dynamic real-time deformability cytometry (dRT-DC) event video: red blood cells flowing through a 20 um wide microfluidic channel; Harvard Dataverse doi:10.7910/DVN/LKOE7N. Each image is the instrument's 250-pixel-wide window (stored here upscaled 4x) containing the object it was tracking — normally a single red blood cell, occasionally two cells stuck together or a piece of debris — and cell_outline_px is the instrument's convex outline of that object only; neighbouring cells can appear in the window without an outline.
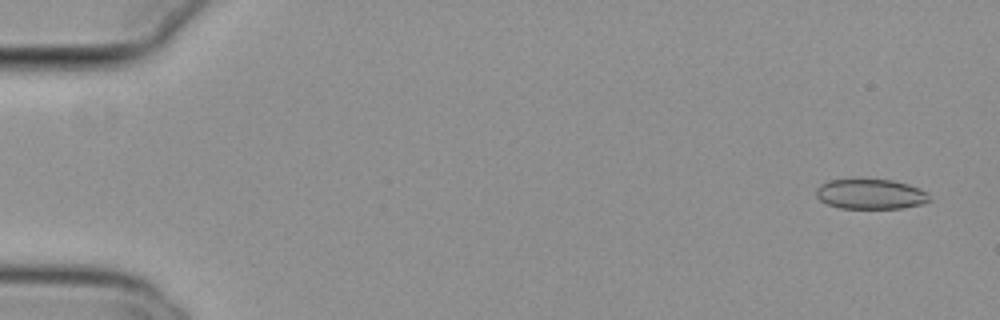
{"species": "common noctule bat (a hibernating species)", "species_latin": "Nyctalus noctula", "temperature_condition": "cold", "stored_images_in_passage": 55, "camera_frame_rate_fps": 3000, "um_per_image_px": 0.085, "animal": {"sex": "female", "body_mass_g": 29.2, "forearm_length_mm": 56.3}, "frame": {"image": 1, "passage_image": 3, "time_ms": 0.667, "image_size_px": [1000, 320], "cell_outline_px": [[932, 200], [924, 204], [904, 208], [840, 208], [828, 204], [820, 200], [816, 196], [816, 188], [820, 184], [828, 180], [856, 176], [860, 176], [892, 180], [908, 184], [928, 192]], "centroid_in_image_um": [73.99, 16.45], "position_along_channel_um": 11.0, "area_um2": 20.87}}
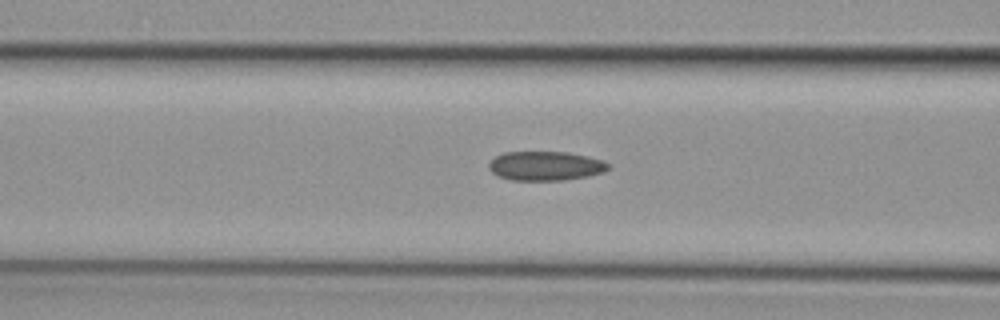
{"frame": {"image": 2, "passage_image": 23, "time_ms": 7.333, "image_size_px": [1000, 320], "cell_outline_px": [[612, 164], [604, 172], [588, 176], [564, 180], [512, 180], [500, 176], [492, 172], [488, 168], [488, 164], [496, 156], [504, 152], [568, 152], [604, 160]], "centroid_in_image_um": [46.4, 14.1], "position_along_channel_um": 120.2, "area_um2": 20.35}}
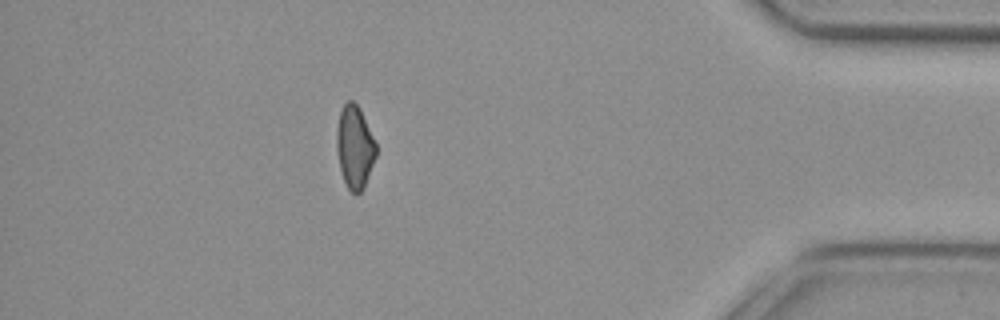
{"frame": {"image": 3, "passage_image": 49, "time_ms": 16.0, "image_size_px": [1000, 320], "cell_outline_px": [[376, 156], [364, 188], [356, 196], [348, 188], [344, 180], [340, 168], [336, 148], [336, 128], [340, 112], [344, 104], [348, 100], [352, 100], [360, 108], [376, 144]], "centroid_in_image_um": [30.14, 12.5], "position_along_channel_um": 405.1, "area_um2": 19.02}, "authors_computed_cell_mechanics": {"area_um2": 20.2878, "velocity_mm_per_s": 3.8002, "shape_relaxation_time_tau1_ms": null, "shape_relaxation_time_tau2_ms": 5.4008, "deformation_change_tau1": null, "deformation_change_tau2": 0.1195}}